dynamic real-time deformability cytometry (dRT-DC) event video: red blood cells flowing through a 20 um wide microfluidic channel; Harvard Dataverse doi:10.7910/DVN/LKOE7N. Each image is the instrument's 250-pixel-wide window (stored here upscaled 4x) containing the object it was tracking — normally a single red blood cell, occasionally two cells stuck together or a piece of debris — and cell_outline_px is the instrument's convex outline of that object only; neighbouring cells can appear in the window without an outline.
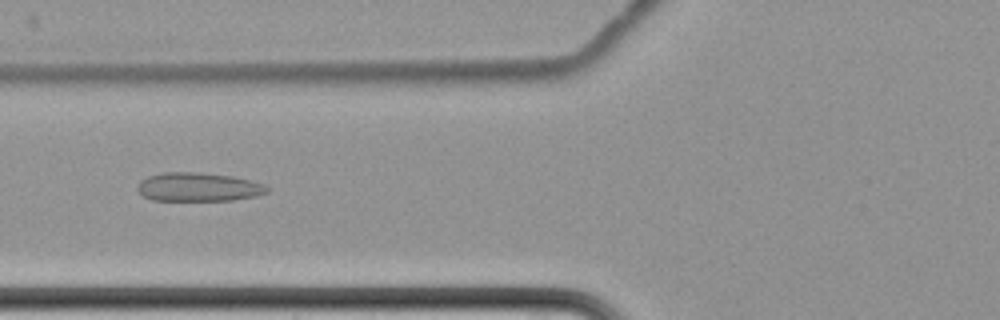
{"species": "common noctule bat (a hibernating species)", "species_latin": "Nyctalus noctula", "temperature_condition": "cold", "stored_images_in_passage": 12, "camera_frame_rate_fps": 3000, "um_per_image_px": 0.085, "animal": {"sex": "female", "body_mass_g": 22.7, "forearm_length_mm": 54.2}, "frame": {"image": 1, "passage_image": 4, "time_ms": 4.333, "image_size_px": [1000, 320], "cell_outline_px": [[268, 192], [256, 196], [232, 200], [152, 200], [144, 196], [136, 188], [140, 180], [148, 176], [164, 172], [196, 172], [232, 176], [264, 184], [268, 188]], "centroid_in_image_um": [16.84, 15.89], "position_along_channel_um": 109.0, "area_um2": 21.56}}
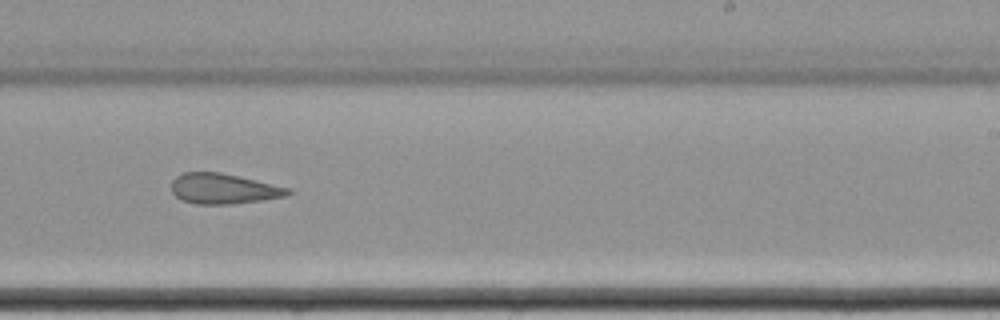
{"frame": {"image": 2, "passage_image": 8, "time_ms": 9.0, "image_size_px": [1000, 320], "cell_outline_px": [[292, 192], [288, 196], [260, 200], [228, 204], [196, 204], [184, 200], [176, 196], [172, 192], [172, 180], [176, 176], [184, 172], [220, 172], [292, 188]], "centroid_in_image_um": [19.02, 16.03], "position_along_channel_um": 270.0, "area_um2": 20.52}}
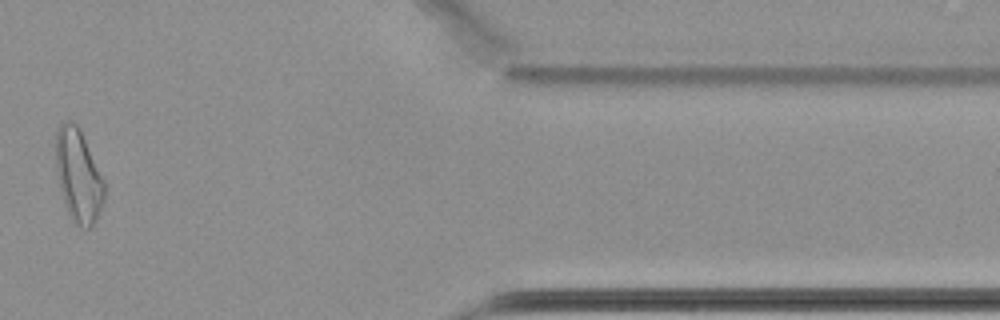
{"frame": {"image": 3, "passage_image": 11, "time_ms": 14.0, "image_size_px": [1000, 320], "cell_outline_px": [[104, 200], [96, 220], [88, 228], [80, 228], [72, 220], [64, 204], [60, 192], [56, 172], [56, 132], [60, 124], [64, 120], [72, 120], [80, 128], [104, 180]], "centroid_in_image_um": [6.64, 14.92], "position_along_channel_um": 404.8, "area_um2": 26.41}, "authors_computed_cell_mechanics": {"area_um2": 21.7617, "velocity_mm_per_s": 3.4617, "shape_relaxation_time_tau1_ms": null, "shape_relaxation_time_tau2_ms": 2.1348, "deformation_change_tau1": null, "deformation_change_tau2": 0.0703}}